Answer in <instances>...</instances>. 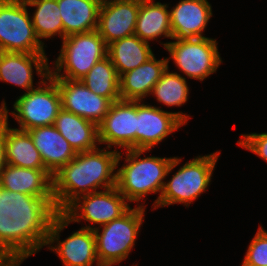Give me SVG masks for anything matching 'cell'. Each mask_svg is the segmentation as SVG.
Returning a JSON list of instances; mask_svg holds the SVG:
<instances>
[{
    "label": "cell",
    "instance_id": "cell-12",
    "mask_svg": "<svg viewBox=\"0 0 267 266\" xmlns=\"http://www.w3.org/2000/svg\"><path fill=\"white\" fill-rule=\"evenodd\" d=\"M189 116L168 112L136 101V149L151 150L168 135L187 124Z\"/></svg>",
    "mask_w": 267,
    "mask_h": 266
},
{
    "label": "cell",
    "instance_id": "cell-7",
    "mask_svg": "<svg viewBox=\"0 0 267 266\" xmlns=\"http://www.w3.org/2000/svg\"><path fill=\"white\" fill-rule=\"evenodd\" d=\"M219 155L220 152L216 151L186 162L168 183H165L155 209L177 203L187 207L206 192Z\"/></svg>",
    "mask_w": 267,
    "mask_h": 266
},
{
    "label": "cell",
    "instance_id": "cell-3",
    "mask_svg": "<svg viewBox=\"0 0 267 266\" xmlns=\"http://www.w3.org/2000/svg\"><path fill=\"white\" fill-rule=\"evenodd\" d=\"M71 222L62 213H53L36 220L15 243L31 256L43 246L58 254L64 266H100L94 230L80 228L60 242V232ZM57 242L54 247L52 244Z\"/></svg>",
    "mask_w": 267,
    "mask_h": 266
},
{
    "label": "cell",
    "instance_id": "cell-18",
    "mask_svg": "<svg viewBox=\"0 0 267 266\" xmlns=\"http://www.w3.org/2000/svg\"><path fill=\"white\" fill-rule=\"evenodd\" d=\"M27 131L40 152L44 167L52 176L75 158L77 153L54 125Z\"/></svg>",
    "mask_w": 267,
    "mask_h": 266
},
{
    "label": "cell",
    "instance_id": "cell-1",
    "mask_svg": "<svg viewBox=\"0 0 267 266\" xmlns=\"http://www.w3.org/2000/svg\"><path fill=\"white\" fill-rule=\"evenodd\" d=\"M47 169L7 164L0 172V241L15 242L36 220L55 213Z\"/></svg>",
    "mask_w": 267,
    "mask_h": 266
},
{
    "label": "cell",
    "instance_id": "cell-24",
    "mask_svg": "<svg viewBox=\"0 0 267 266\" xmlns=\"http://www.w3.org/2000/svg\"><path fill=\"white\" fill-rule=\"evenodd\" d=\"M107 56L120 77L125 72L147 62L154 54L149 43L134 34L108 44Z\"/></svg>",
    "mask_w": 267,
    "mask_h": 266
},
{
    "label": "cell",
    "instance_id": "cell-11",
    "mask_svg": "<svg viewBox=\"0 0 267 266\" xmlns=\"http://www.w3.org/2000/svg\"><path fill=\"white\" fill-rule=\"evenodd\" d=\"M130 208L128 201L115 186L78 197L62 214L71 223H79L84 219L91 224H98L101 228L106 223L120 218Z\"/></svg>",
    "mask_w": 267,
    "mask_h": 266
},
{
    "label": "cell",
    "instance_id": "cell-22",
    "mask_svg": "<svg viewBox=\"0 0 267 266\" xmlns=\"http://www.w3.org/2000/svg\"><path fill=\"white\" fill-rule=\"evenodd\" d=\"M4 142L7 164L29 169H46L28 131L10 128L7 122L4 125Z\"/></svg>",
    "mask_w": 267,
    "mask_h": 266
},
{
    "label": "cell",
    "instance_id": "cell-16",
    "mask_svg": "<svg viewBox=\"0 0 267 266\" xmlns=\"http://www.w3.org/2000/svg\"><path fill=\"white\" fill-rule=\"evenodd\" d=\"M33 67L42 79H47L50 75L45 53L0 52V81L24 88L28 92L35 88Z\"/></svg>",
    "mask_w": 267,
    "mask_h": 266
},
{
    "label": "cell",
    "instance_id": "cell-30",
    "mask_svg": "<svg viewBox=\"0 0 267 266\" xmlns=\"http://www.w3.org/2000/svg\"><path fill=\"white\" fill-rule=\"evenodd\" d=\"M28 257L15 242L0 241V266H20Z\"/></svg>",
    "mask_w": 267,
    "mask_h": 266
},
{
    "label": "cell",
    "instance_id": "cell-27",
    "mask_svg": "<svg viewBox=\"0 0 267 266\" xmlns=\"http://www.w3.org/2000/svg\"><path fill=\"white\" fill-rule=\"evenodd\" d=\"M152 96L166 106H178L188 101L189 87L186 78L177 72H170L169 67L153 86Z\"/></svg>",
    "mask_w": 267,
    "mask_h": 266
},
{
    "label": "cell",
    "instance_id": "cell-23",
    "mask_svg": "<svg viewBox=\"0 0 267 266\" xmlns=\"http://www.w3.org/2000/svg\"><path fill=\"white\" fill-rule=\"evenodd\" d=\"M155 0H140V7L134 34L141 40H157L164 36L172 39L170 11L167 4Z\"/></svg>",
    "mask_w": 267,
    "mask_h": 266
},
{
    "label": "cell",
    "instance_id": "cell-15",
    "mask_svg": "<svg viewBox=\"0 0 267 266\" xmlns=\"http://www.w3.org/2000/svg\"><path fill=\"white\" fill-rule=\"evenodd\" d=\"M140 0H103L97 31L108 45L134 35Z\"/></svg>",
    "mask_w": 267,
    "mask_h": 266
},
{
    "label": "cell",
    "instance_id": "cell-10",
    "mask_svg": "<svg viewBox=\"0 0 267 266\" xmlns=\"http://www.w3.org/2000/svg\"><path fill=\"white\" fill-rule=\"evenodd\" d=\"M216 39L203 37L180 39L162 43L170 54L173 63L187 77L203 81L217 71L223 62L218 52Z\"/></svg>",
    "mask_w": 267,
    "mask_h": 266
},
{
    "label": "cell",
    "instance_id": "cell-28",
    "mask_svg": "<svg viewBox=\"0 0 267 266\" xmlns=\"http://www.w3.org/2000/svg\"><path fill=\"white\" fill-rule=\"evenodd\" d=\"M242 266H267V231L262 226L251 240Z\"/></svg>",
    "mask_w": 267,
    "mask_h": 266
},
{
    "label": "cell",
    "instance_id": "cell-26",
    "mask_svg": "<svg viewBox=\"0 0 267 266\" xmlns=\"http://www.w3.org/2000/svg\"><path fill=\"white\" fill-rule=\"evenodd\" d=\"M26 6L36 7L31 17L37 37L47 39L59 35L63 39V23L57 0H24Z\"/></svg>",
    "mask_w": 267,
    "mask_h": 266
},
{
    "label": "cell",
    "instance_id": "cell-14",
    "mask_svg": "<svg viewBox=\"0 0 267 266\" xmlns=\"http://www.w3.org/2000/svg\"><path fill=\"white\" fill-rule=\"evenodd\" d=\"M61 95V105L97 125L105 118L112 102L90 91L81 80L54 79Z\"/></svg>",
    "mask_w": 267,
    "mask_h": 266
},
{
    "label": "cell",
    "instance_id": "cell-6",
    "mask_svg": "<svg viewBox=\"0 0 267 266\" xmlns=\"http://www.w3.org/2000/svg\"><path fill=\"white\" fill-rule=\"evenodd\" d=\"M62 41L55 68L50 69L53 79L81 80L98 61L107 56L108 45L97 30L73 34ZM62 70L64 73H61Z\"/></svg>",
    "mask_w": 267,
    "mask_h": 266
},
{
    "label": "cell",
    "instance_id": "cell-9",
    "mask_svg": "<svg viewBox=\"0 0 267 266\" xmlns=\"http://www.w3.org/2000/svg\"><path fill=\"white\" fill-rule=\"evenodd\" d=\"M38 84L42 85L25 92L14 102V111L11 114L20 125L17 129L27 131L36 127L54 125L58 112L62 108L56 81L49 75Z\"/></svg>",
    "mask_w": 267,
    "mask_h": 266
},
{
    "label": "cell",
    "instance_id": "cell-17",
    "mask_svg": "<svg viewBox=\"0 0 267 266\" xmlns=\"http://www.w3.org/2000/svg\"><path fill=\"white\" fill-rule=\"evenodd\" d=\"M212 16L207 0H181L170 11L172 40L203 38Z\"/></svg>",
    "mask_w": 267,
    "mask_h": 266
},
{
    "label": "cell",
    "instance_id": "cell-29",
    "mask_svg": "<svg viewBox=\"0 0 267 266\" xmlns=\"http://www.w3.org/2000/svg\"><path fill=\"white\" fill-rule=\"evenodd\" d=\"M237 143L267 162V132L243 134Z\"/></svg>",
    "mask_w": 267,
    "mask_h": 266
},
{
    "label": "cell",
    "instance_id": "cell-21",
    "mask_svg": "<svg viewBox=\"0 0 267 266\" xmlns=\"http://www.w3.org/2000/svg\"><path fill=\"white\" fill-rule=\"evenodd\" d=\"M54 126L76 153L98 148V125L96 123L61 108Z\"/></svg>",
    "mask_w": 267,
    "mask_h": 266
},
{
    "label": "cell",
    "instance_id": "cell-4",
    "mask_svg": "<svg viewBox=\"0 0 267 266\" xmlns=\"http://www.w3.org/2000/svg\"><path fill=\"white\" fill-rule=\"evenodd\" d=\"M146 151L150 150H126V164L116 171V187L128 202H139L147 194L159 192L153 203L155 209L166 183L163 180L181 162V158H141Z\"/></svg>",
    "mask_w": 267,
    "mask_h": 266
},
{
    "label": "cell",
    "instance_id": "cell-32",
    "mask_svg": "<svg viewBox=\"0 0 267 266\" xmlns=\"http://www.w3.org/2000/svg\"><path fill=\"white\" fill-rule=\"evenodd\" d=\"M9 110L7 109L6 103L3 100L0 107V132L4 125L8 122Z\"/></svg>",
    "mask_w": 267,
    "mask_h": 266
},
{
    "label": "cell",
    "instance_id": "cell-19",
    "mask_svg": "<svg viewBox=\"0 0 267 266\" xmlns=\"http://www.w3.org/2000/svg\"><path fill=\"white\" fill-rule=\"evenodd\" d=\"M168 68L167 58L157 60L155 55L135 69L119 77L120 99L143 101L150 96L153 86Z\"/></svg>",
    "mask_w": 267,
    "mask_h": 266
},
{
    "label": "cell",
    "instance_id": "cell-25",
    "mask_svg": "<svg viewBox=\"0 0 267 266\" xmlns=\"http://www.w3.org/2000/svg\"><path fill=\"white\" fill-rule=\"evenodd\" d=\"M81 81L90 91L112 103L120 100L119 76L108 56L98 61Z\"/></svg>",
    "mask_w": 267,
    "mask_h": 266
},
{
    "label": "cell",
    "instance_id": "cell-13",
    "mask_svg": "<svg viewBox=\"0 0 267 266\" xmlns=\"http://www.w3.org/2000/svg\"><path fill=\"white\" fill-rule=\"evenodd\" d=\"M136 101L117 100L98 124L99 145L136 149Z\"/></svg>",
    "mask_w": 267,
    "mask_h": 266
},
{
    "label": "cell",
    "instance_id": "cell-8",
    "mask_svg": "<svg viewBox=\"0 0 267 266\" xmlns=\"http://www.w3.org/2000/svg\"><path fill=\"white\" fill-rule=\"evenodd\" d=\"M0 52L45 53L24 0H0Z\"/></svg>",
    "mask_w": 267,
    "mask_h": 266
},
{
    "label": "cell",
    "instance_id": "cell-5",
    "mask_svg": "<svg viewBox=\"0 0 267 266\" xmlns=\"http://www.w3.org/2000/svg\"><path fill=\"white\" fill-rule=\"evenodd\" d=\"M145 205L130 208L120 218L99 227L87 225L94 230L96 251L100 266H114L127 259L135 245L137 235L144 220Z\"/></svg>",
    "mask_w": 267,
    "mask_h": 266
},
{
    "label": "cell",
    "instance_id": "cell-2",
    "mask_svg": "<svg viewBox=\"0 0 267 266\" xmlns=\"http://www.w3.org/2000/svg\"><path fill=\"white\" fill-rule=\"evenodd\" d=\"M105 148L77 153L53 175L55 213H62L82 195L97 192L98 188L106 190L116 186L115 170L122 153L116 148L113 151Z\"/></svg>",
    "mask_w": 267,
    "mask_h": 266
},
{
    "label": "cell",
    "instance_id": "cell-31",
    "mask_svg": "<svg viewBox=\"0 0 267 266\" xmlns=\"http://www.w3.org/2000/svg\"><path fill=\"white\" fill-rule=\"evenodd\" d=\"M7 165L6 162V152H5V142H4V127L0 132V172Z\"/></svg>",
    "mask_w": 267,
    "mask_h": 266
},
{
    "label": "cell",
    "instance_id": "cell-20",
    "mask_svg": "<svg viewBox=\"0 0 267 266\" xmlns=\"http://www.w3.org/2000/svg\"><path fill=\"white\" fill-rule=\"evenodd\" d=\"M103 0H57L63 23V39L97 30Z\"/></svg>",
    "mask_w": 267,
    "mask_h": 266
}]
</instances>
